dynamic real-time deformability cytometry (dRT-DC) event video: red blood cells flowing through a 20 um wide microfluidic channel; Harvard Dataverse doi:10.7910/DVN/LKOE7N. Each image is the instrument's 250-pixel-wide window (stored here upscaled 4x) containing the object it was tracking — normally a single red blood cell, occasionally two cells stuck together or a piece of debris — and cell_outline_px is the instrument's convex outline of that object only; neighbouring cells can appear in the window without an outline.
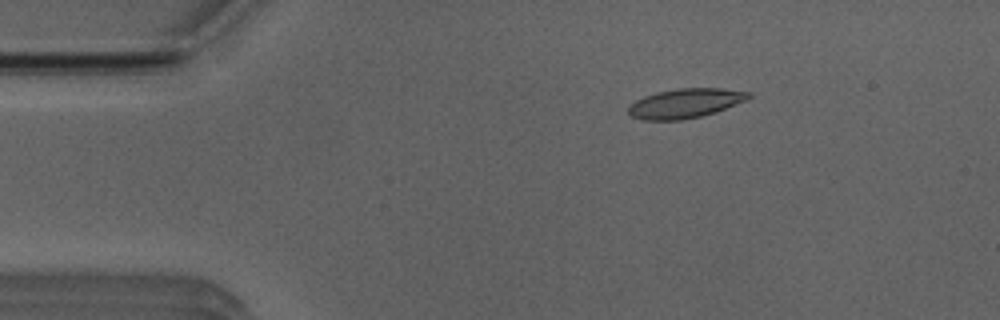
{"species": "Egyptian fruit bat (a non-hibernating species)", "species_latin": "Rousettus aegyptiacus", "temperature_condition": "room temperature", "stored_images_in_passage": 50, "camera_frame_rate_fps": 3000, "um_per_image_px": 0.085, "animal": {"sex": "male"}, "frame": {"image": 1, "passage_image": 6, "time_ms": 1.667, "image_size_px": [1000, 320], "cell_outline_px": [[752, 96], [748, 100], [700, 116], [680, 120], [640, 120], [632, 116], [628, 112], [628, 108], [636, 100], [644, 96], [656, 92], [676, 88], [720, 88], [752, 92]], "centroid_in_image_um": [58.25, 8.77], "position_along_channel_um": 26.8, "area_um2": 20.52}}
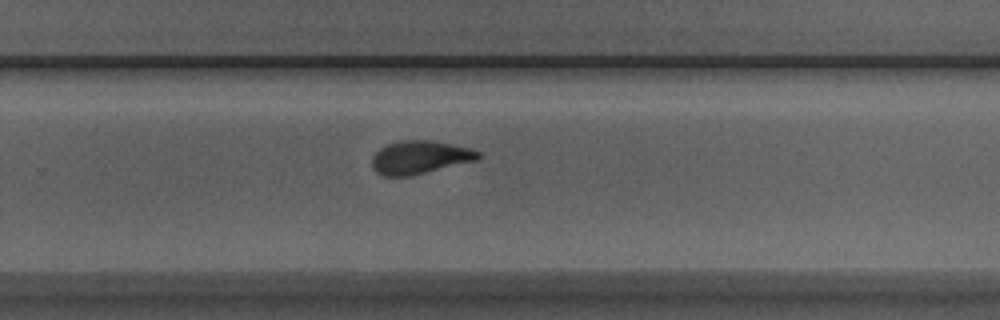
{"frame": {"image": 2, "passage_image": 31, "time_ms": 10.0, "image_size_px": [1000, 320], "cell_outline_px": [[480, 160], [408, 176], [384, 176], [376, 172], [372, 168], [372, 156], [380, 148], [388, 144], [404, 140], [432, 140], [472, 148], [480, 152]], "centroid_in_image_um": [35.72, 13.37], "position_along_channel_um": 294.1, "area_um2": 20.63}}
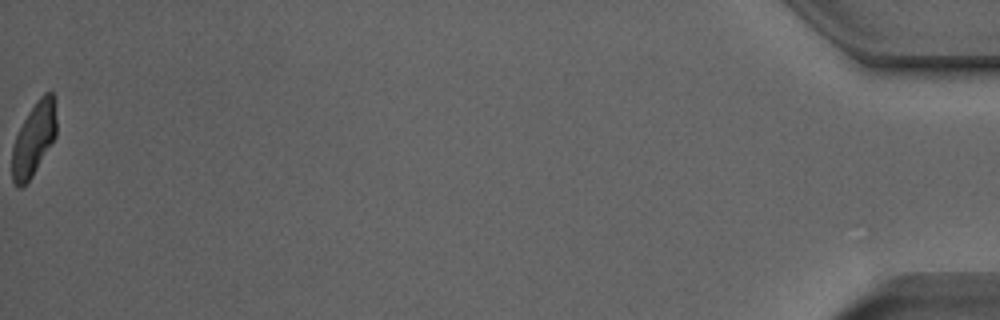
{"frame": {"image": 3, "passage_image": 50, "time_ms": 16.333, "image_size_px": [1000, 320], "cell_outline_px": [[56, 136], [32, 176], [20, 188], [12, 180], [12, 144], [28, 112], [36, 100], [44, 92], [52, 92], [56, 100]], "centroid_in_image_um": [2.89, 11.76], "position_along_channel_um": 432.3, "area_um2": 18.9}, "authors_computed_cell_mechanics": {"area_um2": 20.4612, "velocity_mm_per_s": 3.9098, "shape_relaxation_time_tau1_ms": 4.3489, "shape_relaxation_time_tau2_ms": 2.5016, "deformation_change_tau1": 0.1546, "deformation_change_tau2": 0.0826}}